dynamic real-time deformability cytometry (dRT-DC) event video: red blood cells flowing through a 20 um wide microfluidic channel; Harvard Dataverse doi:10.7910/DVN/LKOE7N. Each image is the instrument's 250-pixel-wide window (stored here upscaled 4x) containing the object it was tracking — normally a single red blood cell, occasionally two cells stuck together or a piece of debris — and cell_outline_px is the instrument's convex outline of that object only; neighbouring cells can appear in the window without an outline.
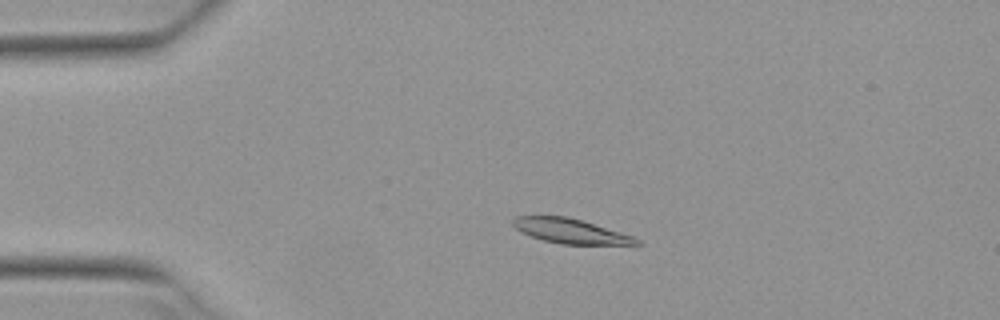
{"species": "Egyptian fruit bat (a non-hibernating species)", "species_latin": "Rousettus aegyptiacus", "temperature_condition": "warm", "stored_images_in_passage": 4, "camera_frame_rate_fps": 3000, "um_per_image_px": 0.085, "animal": {"sex": "female"}, "frame": {"image": 1, "passage_image": 3, "time_ms": 0.667, "image_size_px": [1000, 320], "cell_outline_px": [[644, 244], [564, 244], [544, 240], [532, 236], [516, 228], [512, 224], [512, 220], [516, 216], [568, 216], [620, 232], [632, 236], [640, 240]], "centroid_in_image_um": [48.5, 19.63], "position_along_channel_um": 36.5, "area_um2": 17.34}}